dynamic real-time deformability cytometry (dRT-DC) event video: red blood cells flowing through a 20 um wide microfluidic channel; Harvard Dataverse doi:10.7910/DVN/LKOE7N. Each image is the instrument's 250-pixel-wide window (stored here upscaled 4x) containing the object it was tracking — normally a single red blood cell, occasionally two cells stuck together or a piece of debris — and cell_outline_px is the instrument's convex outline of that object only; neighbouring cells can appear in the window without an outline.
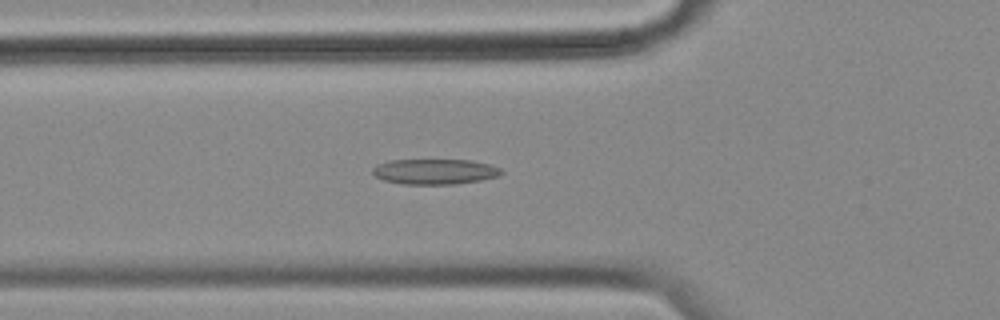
{"species": "common noctule bat (a hibernating species)", "species_latin": "Nyctalus noctula", "temperature_condition": "cold", "stored_images_in_passage": 58, "camera_frame_rate_fps": 3000, "um_per_image_px": 0.085, "animal": {"sex": "female", "body_mass_g": 18.4}, "frame": {"image": 1, "passage_image": 20, "time_ms": 6.333, "image_size_px": [1000, 320], "cell_outline_px": [[504, 172], [500, 176], [480, 180], [452, 184], [404, 184], [384, 180], [376, 176], [372, 172], [372, 168], [376, 164], [388, 160], [472, 160], [488, 164], [500, 168]], "centroid_in_image_um": [36.95, 14.58], "position_along_channel_um": 88.8, "area_um2": 19.02}}
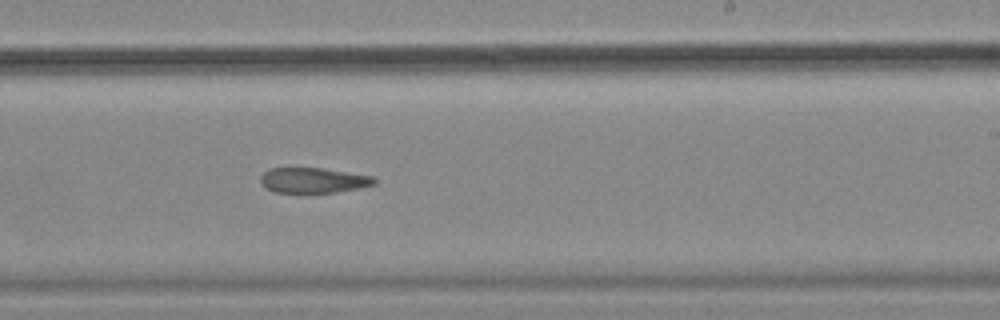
{"frame": {"image": 2, "passage_image": 35, "time_ms": 11.333, "image_size_px": [1000, 320], "cell_outline_px": [[380, 180], [376, 184], [336, 192], [276, 192], [268, 188], [260, 180], [260, 176], [268, 168], [324, 168], [376, 176]], "centroid_in_image_um": [26.71, 15.3], "position_along_channel_um": 262.3, "area_um2": 16.76}}
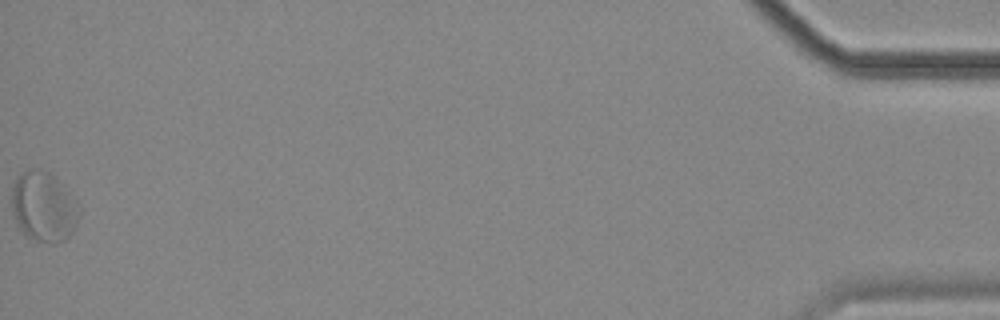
{"frame": {"image": 3, "passage_image": 58, "time_ms": 19.0, "image_size_px": [1000, 320], "cell_outline_px": [[80, 216], [72, 232], [64, 240], [52, 244], [28, 236], [20, 228], [16, 220], [12, 208], [12, 184], [16, 176], [20, 172], [32, 168], [48, 172], [56, 176], [80, 204]], "centroid_in_image_um": [3.74, 17.53], "position_along_channel_um": 431.5, "area_um2": 27.63}, "authors_computed_cell_mechanics": {"area_um2": 20.808, "velocity_mm_per_s": 3.4822, "shape_relaxation_time_tau1_ms": null, "shape_relaxation_time_tau2_ms": 6.4924, "deformation_change_tau1": null, "deformation_change_tau2": 0.1416}}